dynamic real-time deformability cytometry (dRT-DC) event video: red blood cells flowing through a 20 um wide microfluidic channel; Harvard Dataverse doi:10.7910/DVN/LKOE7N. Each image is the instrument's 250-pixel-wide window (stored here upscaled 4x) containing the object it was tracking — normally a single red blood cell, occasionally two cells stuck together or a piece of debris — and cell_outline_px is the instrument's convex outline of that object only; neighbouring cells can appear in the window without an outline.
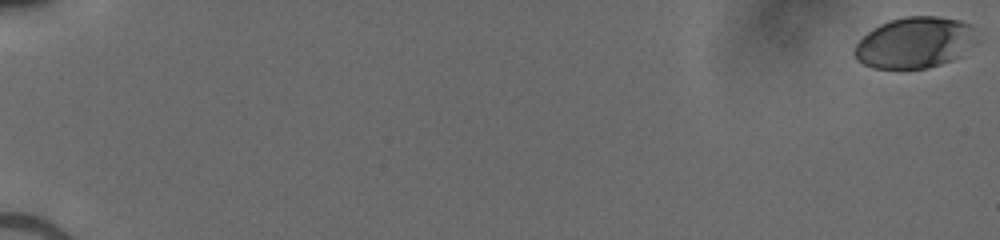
{"species": "human", "species_latin": "Homo sapiens", "temperature_condition": "cold", "stored_images_in_passage": 53, "camera_frame_rate_fps": 3000, "um_per_image_px": 0.085, "donor": {"sex": "male"}, "frame": {"image": 1, "passage_image": 1, "time_ms": 0.0, "image_size_px": [1000, 240], "cell_outline_px": [[980, 40], [964, 56], [928, 68], [872, 68], [856, 60], [852, 52], [856, 44], [868, 32], [880, 24], [892, 20], [908, 16], [936, 16], [960, 20], [968, 24], [972, 28]], "centroid_in_image_um": [77.81, 3.63], "position_along_channel_um": 7.2, "area_um2": 36.76}}
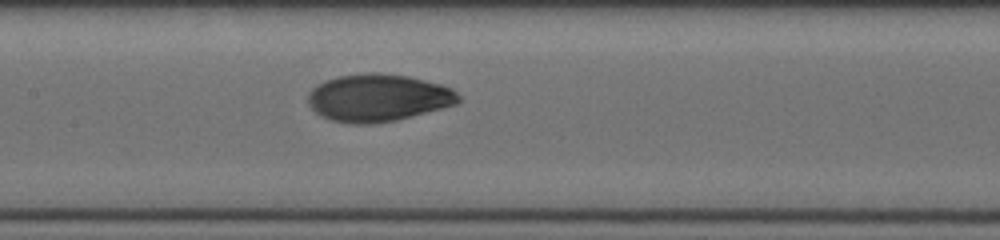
{"frame": {"image": 2, "passage_image": 29, "time_ms": 9.333, "image_size_px": [1000, 240], "cell_outline_px": [[460, 100], [456, 104], [396, 120], [372, 124], [352, 124], [332, 120], [320, 116], [308, 104], [308, 92], [316, 84], [324, 80], [340, 76], [364, 72], [380, 72], [408, 76], [440, 84], [452, 88], [460, 96]], "centroid_in_image_um": [32.1, 8.3], "position_along_channel_um": 175.3, "area_um2": 41.73}}
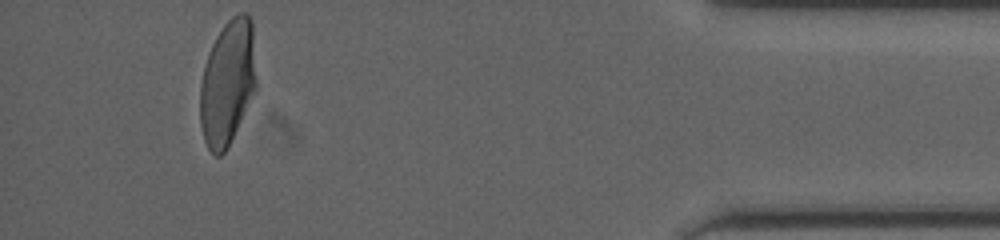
{"frame": {"image": 3, "passage_image": 50, "time_ms": 16.333, "image_size_px": [1000, 240], "cell_outline_px": [[256, 88], [228, 148], [220, 156], [216, 156], [208, 148], [204, 140], [200, 124], [200, 84], [208, 52], [216, 36], [224, 24], [232, 16], [240, 12], [248, 12], [252, 20], [256, 80]], "centroid_in_image_um": [19.34, 7.01], "position_along_channel_um": 415.9, "area_um2": 41.15}}